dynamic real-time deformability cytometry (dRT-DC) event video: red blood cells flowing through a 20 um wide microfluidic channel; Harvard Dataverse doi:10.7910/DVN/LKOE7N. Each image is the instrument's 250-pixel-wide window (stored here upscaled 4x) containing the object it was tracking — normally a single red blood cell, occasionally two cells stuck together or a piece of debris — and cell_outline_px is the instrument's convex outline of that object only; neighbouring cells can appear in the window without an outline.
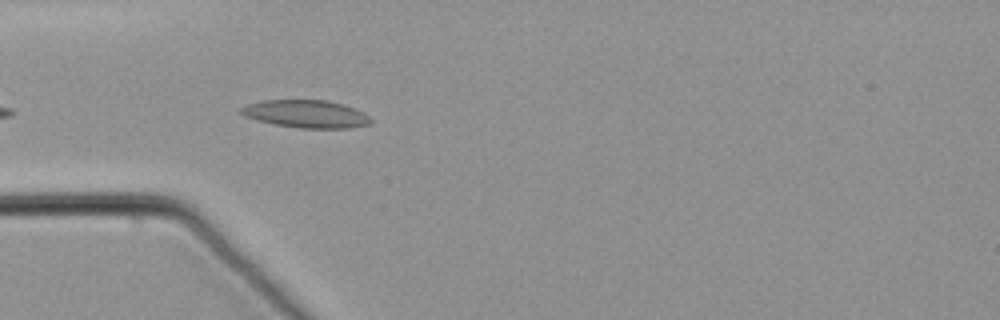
{"species": "common noctule bat (a hibernating species)", "species_latin": "Nyctalus noctula", "temperature_condition": "warm", "stored_images_in_passage": 9, "camera_frame_rate_fps": 3000, "um_per_image_px": 0.085, "animal": {"sex": "male", "body_mass_g": 21.5, "forearm_length_mm": 52.0}, "frame": {"image": 1, "passage_image": 4, "time_ms": 1.0, "image_size_px": [1000, 320], "cell_outline_px": [[372, 124], [352, 128], [300, 128], [276, 124], [256, 120], [244, 116], [236, 112], [240, 108], [248, 104], [264, 100], [328, 100], [344, 104], [364, 112], [372, 120]], "centroid_in_image_um": [26.03, 9.68], "position_along_channel_um": 59.0, "area_um2": 21.15}}